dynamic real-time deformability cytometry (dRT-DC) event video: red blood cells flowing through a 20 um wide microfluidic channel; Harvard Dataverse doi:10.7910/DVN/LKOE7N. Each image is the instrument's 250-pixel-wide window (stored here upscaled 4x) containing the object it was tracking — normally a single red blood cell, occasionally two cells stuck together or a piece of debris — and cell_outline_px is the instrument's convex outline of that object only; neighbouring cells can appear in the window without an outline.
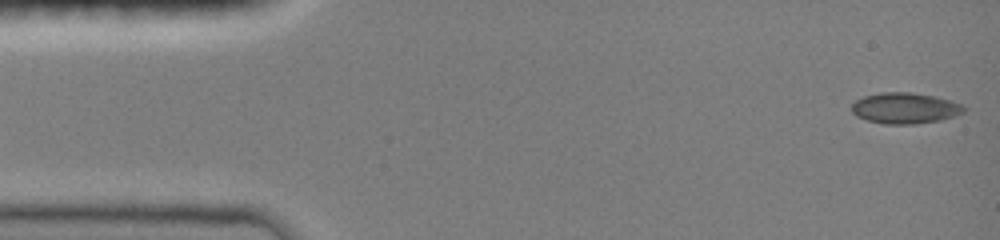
{"species": "common noctule bat (a hibernating species)", "species_latin": "Nyctalus noctula", "temperature_condition": "room temperature", "stored_images_in_passage": 25, "camera_frame_rate_fps": 3000, "um_per_image_px": 0.085, "animal": {"sex": "female", "body_mass_g": 19.0, "forearm_length_mm": 51.5}, "frame": {"image": 1, "passage_image": 1, "time_ms": 0.0, "image_size_px": [1000, 240], "cell_outline_px": [[968, 108], [964, 112], [940, 120], [916, 124], [884, 124], [868, 120], [856, 116], [852, 112], [852, 104], [856, 100], [864, 96], [880, 92], [912, 92], [936, 96], [964, 104]], "centroid_in_image_um": [76.95, 9.18], "position_along_channel_um": 8.0, "area_um2": 20.4}}
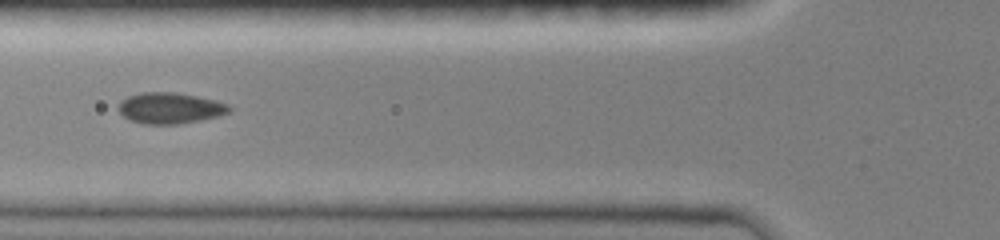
{"frame": {"image": 2, "passage_image": 18, "time_ms": 5.333, "image_size_px": [1000, 240], "cell_outline_px": [[232, 108], [228, 112], [216, 116], [200, 120], [176, 124], [140, 124], [124, 116], [116, 108], [116, 104], [120, 100], [128, 96], [140, 92], [176, 92], [216, 100], [228, 104]], "centroid_in_image_um": [14.39, 9.17], "position_along_channel_um": 111.4, "area_um2": 20.11}}
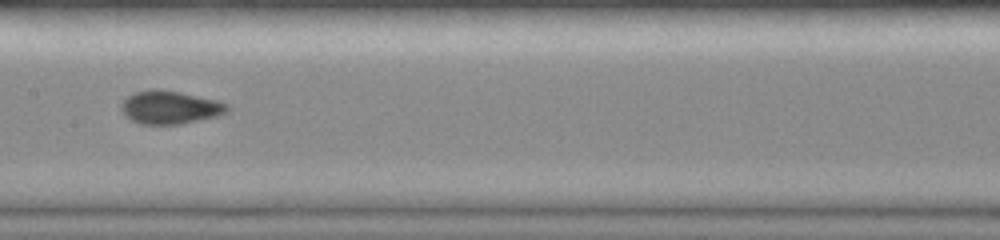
{"frame": {"image": 3, "passage_image": 24, "time_ms": 7.333, "image_size_px": [1000, 240], "cell_outline_px": [[232, 108], [228, 112], [216, 116], [180, 124], [140, 124], [132, 120], [120, 108], [120, 104], [128, 96], [136, 92], [152, 88], [180, 92], [216, 100], [228, 104]], "centroid_in_image_um": [14.47, 9.12], "position_along_channel_um": 192.9, "area_um2": 20.35}}